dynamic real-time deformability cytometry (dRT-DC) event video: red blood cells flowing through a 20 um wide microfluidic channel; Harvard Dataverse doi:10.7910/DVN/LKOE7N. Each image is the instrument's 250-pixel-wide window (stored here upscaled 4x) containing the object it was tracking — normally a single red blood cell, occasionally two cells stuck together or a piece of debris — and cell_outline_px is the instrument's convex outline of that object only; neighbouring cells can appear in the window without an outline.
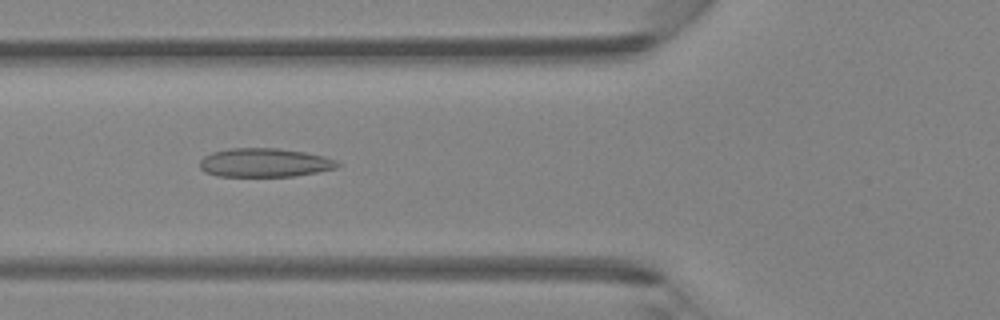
{"species": "Egyptian fruit bat (a non-hibernating species)", "species_latin": "Rousettus aegyptiacus", "temperature_condition": "room temperature", "stored_images_in_passage": 45, "camera_frame_rate_fps": 3000, "um_per_image_px": 0.085, "animal": {"sex": "female"}, "frame": {"image": 1, "passage_image": 16, "time_ms": 5.0, "image_size_px": [1000, 320], "cell_outline_px": [[340, 164], [336, 168], [296, 176], [216, 176], [204, 172], [200, 168], [200, 160], [204, 156], [212, 152], [228, 148], [280, 148], [304, 152], [324, 156], [336, 160]], "centroid_in_image_um": [22.46, 13.82], "position_along_channel_um": 103.3, "area_um2": 23.18}}
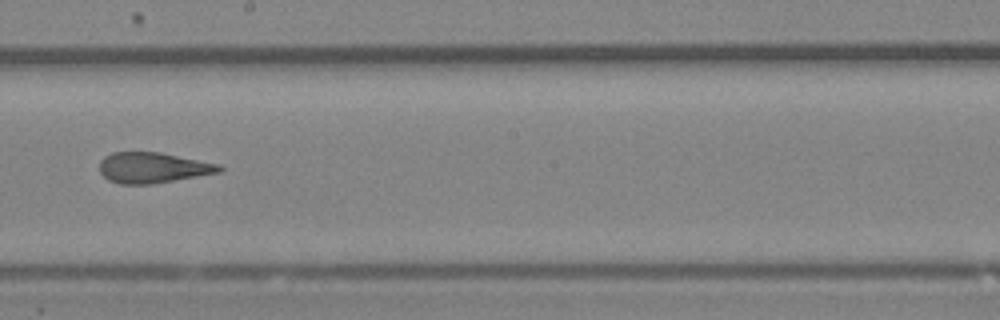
{"frame": {"image": 2, "passage_image": 25, "time_ms": 8.0, "image_size_px": [1000, 320], "cell_outline_px": [[224, 172], [152, 184], [120, 184], [108, 180], [100, 172], [100, 160], [104, 156], [112, 152], [160, 152], [220, 164], [224, 168]], "centroid_in_image_um": [13.03, 14.25], "position_along_channel_um": 235.2, "area_um2": 21.62}}
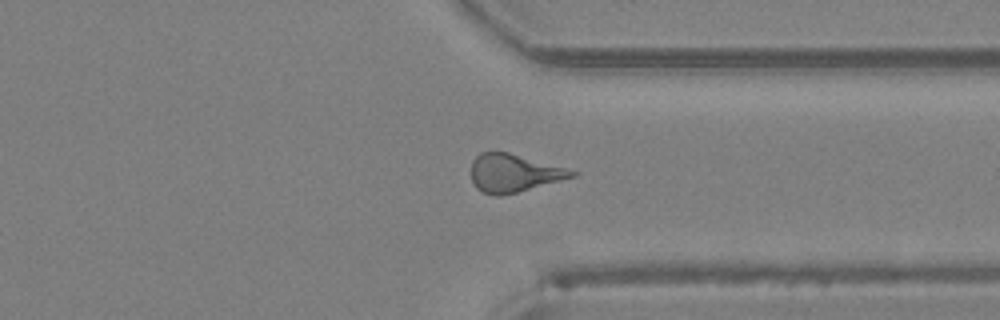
{"frame": {"image": 3, "passage_image": 34, "time_ms": 11.0, "image_size_px": [1000, 320], "cell_outline_px": [[580, 172], [576, 176], [516, 192], [500, 196], [496, 196], [484, 192], [476, 188], [472, 180], [472, 160], [480, 152], [508, 152]], "centroid_in_image_um": [43.66, 14.71], "position_along_channel_um": 367.7, "area_um2": 21.96}}